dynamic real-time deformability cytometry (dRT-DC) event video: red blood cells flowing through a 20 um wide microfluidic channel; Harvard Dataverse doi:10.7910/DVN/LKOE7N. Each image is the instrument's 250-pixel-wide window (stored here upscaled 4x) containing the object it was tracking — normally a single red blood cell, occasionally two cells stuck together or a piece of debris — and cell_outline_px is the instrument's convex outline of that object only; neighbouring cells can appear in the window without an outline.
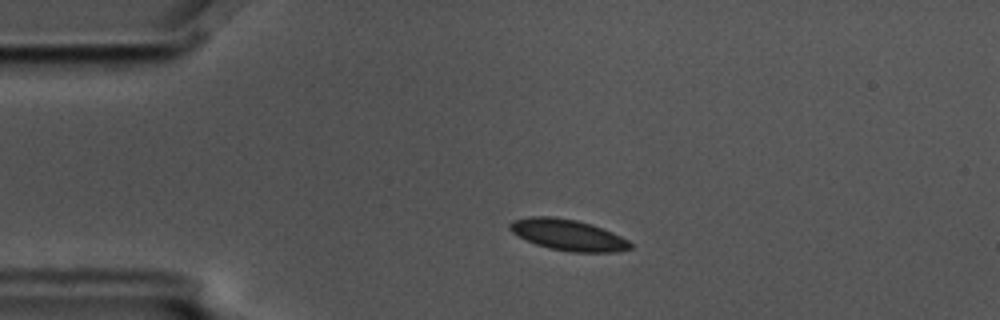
{"species": "common noctule bat (a hibernating species)", "species_latin": "Nyctalus noctula", "temperature_condition": "cold", "stored_images_in_passage": 4, "camera_frame_rate_fps": 3000, "um_per_image_px": 0.085, "animal": {"sex": "male", "body_mass_g": 17.5, "forearm_length_mm": 52.3}, "frame": {"image": 1, "passage_image": 3, "time_ms": 0.667, "image_size_px": [1000, 320], "cell_outline_px": [[632, 248], [616, 252], [568, 252], [548, 248], [536, 244], [512, 232], [508, 228], [508, 224], [512, 220], [528, 216], [552, 216], [576, 220], [592, 224], [612, 232], [628, 240], [632, 244]], "centroid_in_image_um": [48.27, 19.96], "position_along_channel_um": 36.7, "area_um2": 21.91}}